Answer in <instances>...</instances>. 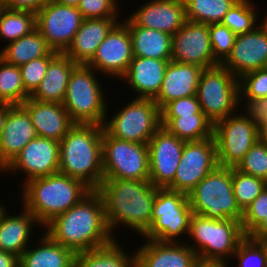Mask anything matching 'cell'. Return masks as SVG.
Segmentation results:
<instances>
[{"label":"cell","instance_id":"obj_55","mask_svg":"<svg viewBox=\"0 0 267 267\" xmlns=\"http://www.w3.org/2000/svg\"><path fill=\"white\" fill-rule=\"evenodd\" d=\"M255 112H267V98L255 109Z\"/></svg>","mask_w":267,"mask_h":267},{"label":"cell","instance_id":"obj_7","mask_svg":"<svg viewBox=\"0 0 267 267\" xmlns=\"http://www.w3.org/2000/svg\"><path fill=\"white\" fill-rule=\"evenodd\" d=\"M95 73L87 65H77L70 74L62 105L74 124L103 126L107 118V97Z\"/></svg>","mask_w":267,"mask_h":267},{"label":"cell","instance_id":"obj_1","mask_svg":"<svg viewBox=\"0 0 267 267\" xmlns=\"http://www.w3.org/2000/svg\"><path fill=\"white\" fill-rule=\"evenodd\" d=\"M45 229L55 242L75 254L105 246L115 239L106 222L103 198L97 190L55 217Z\"/></svg>","mask_w":267,"mask_h":267},{"label":"cell","instance_id":"obj_5","mask_svg":"<svg viewBox=\"0 0 267 267\" xmlns=\"http://www.w3.org/2000/svg\"><path fill=\"white\" fill-rule=\"evenodd\" d=\"M188 234L195 240L190 247L202 263L227 264L226 260L234 255L239 243L246 237L239 221L210 219L194 213Z\"/></svg>","mask_w":267,"mask_h":267},{"label":"cell","instance_id":"obj_17","mask_svg":"<svg viewBox=\"0 0 267 267\" xmlns=\"http://www.w3.org/2000/svg\"><path fill=\"white\" fill-rule=\"evenodd\" d=\"M171 61L195 64L204 69L219 65L214 58L209 38V25L186 21L172 35Z\"/></svg>","mask_w":267,"mask_h":267},{"label":"cell","instance_id":"obj_18","mask_svg":"<svg viewBox=\"0 0 267 267\" xmlns=\"http://www.w3.org/2000/svg\"><path fill=\"white\" fill-rule=\"evenodd\" d=\"M24 172L25 181L59 172V141L36 136L2 171Z\"/></svg>","mask_w":267,"mask_h":267},{"label":"cell","instance_id":"obj_29","mask_svg":"<svg viewBox=\"0 0 267 267\" xmlns=\"http://www.w3.org/2000/svg\"><path fill=\"white\" fill-rule=\"evenodd\" d=\"M123 21L128 25L135 57L171 60L172 35L135 25L129 18Z\"/></svg>","mask_w":267,"mask_h":267},{"label":"cell","instance_id":"obj_38","mask_svg":"<svg viewBox=\"0 0 267 267\" xmlns=\"http://www.w3.org/2000/svg\"><path fill=\"white\" fill-rule=\"evenodd\" d=\"M254 6L251 0H238L226 13L221 24L227 26L235 35L253 31L258 26V15Z\"/></svg>","mask_w":267,"mask_h":267},{"label":"cell","instance_id":"obj_20","mask_svg":"<svg viewBox=\"0 0 267 267\" xmlns=\"http://www.w3.org/2000/svg\"><path fill=\"white\" fill-rule=\"evenodd\" d=\"M129 18L135 25L174 35L187 21L184 0H151Z\"/></svg>","mask_w":267,"mask_h":267},{"label":"cell","instance_id":"obj_24","mask_svg":"<svg viewBox=\"0 0 267 267\" xmlns=\"http://www.w3.org/2000/svg\"><path fill=\"white\" fill-rule=\"evenodd\" d=\"M204 68L195 64L169 61L158 95L153 99L161 110L167 103L197 94Z\"/></svg>","mask_w":267,"mask_h":267},{"label":"cell","instance_id":"obj_15","mask_svg":"<svg viewBox=\"0 0 267 267\" xmlns=\"http://www.w3.org/2000/svg\"><path fill=\"white\" fill-rule=\"evenodd\" d=\"M185 141L160 127L148 142L149 181L158 188H167L174 176L183 153Z\"/></svg>","mask_w":267,"mask_h":267},{"label":"cell","instance_id":"obj_23","mask_svg":"<svg viewBox=\"0 0 267 267\" xmlns=\"http://www.w3.org/2000/svg\"><path fill=\"white\" fill-rule=\"evenodd\" d=\"M21 106L28 112L37 136L60 142L74 125L62 103L39 102L28 97Z\"/></svg>","mask_w":267,"mask_h":267},{"label":"cell","instance_id":"obj_45","mask_svg":"<svg viewBox=\"0 0 267 267\" xmlns=\"http://www.w3.org/2000/svg\"><path fill=\"white\" fill-rule=\"evenodd\" d=\"M267 216V190L263 192L243 211L241 221L247 236Z\"/></svg>","mask_w":267,"mask_h":267},{"label":"cell","instance_id":"obj_28","mask_svg":"<svg viewBox=\"0 0 267 267\" xmlns=\"http://www.w3.org/2000/svg\"><path fill=\"white\" fill-rule=\"evenodd\" d=\"M23 210L22 213L12 216L5 211L0 219V250L11 252L18 257L29 247L32 227L35 224L40 225L27 209Z\"/></svg>","mask_w":267,"mask_h":267},{"label":"cell","instance_id":"obj_53","mask_svg":"<svg viewBox=\"0 0 267 267\" xmlns=\"http://www.w3.org/2000/svg\"><path fill=\"white\" fill-rule=\"evenodd\" d=\"M225 263H202L200 262L196 267H228Z\"/></svg>","mask_w":267,"mask_h":267},{"label":"cell","instance_id":"obj_57","mask_svg":"<svg viewBox=\"0 0 267 267\" xmlns=\"http://www.w3.org/2000/svg\"><path fill=\"white\" fill-rule=\"evenodd\" d=\"M6 210H7V209H5V206H2V205L0 204V219H1L2 215L4 214V212H5Z\"/></svg>","mask_w":267,"mask_h":267},{"label":"cell","instance_id":"obj_59","mask_svg":"<svg viewBox=\"0 0 267 267\" xmlns=\"http://www.w3.org/2000/svg\"><path fill=\"white\" fill-rule=\"evenodd\" d=\"M265 189L267 190V179L265 180Z\"/></svg>","mask_w":267,"mask_h":267},{"label":"cell","instance_id":"obj_36","mask_svg":"<svg viewBox=\"0 0 267 267\" xmlns=\"http://www.w3.org/2000/svg\"><path fill=\"white\" fill-rule=\"evenodd\" d=\"M30 94L25 90L18 66L0 58V103L21 105Z\"/></svg>","mask_w":267,"mask_h":267},{"label":"cell","instance_id":"obj_47","mask_svg":"<svg viewBox=\"0 0 267 267\" xmlns=\"http://www.w3.org/2000/svg\"><path fill=\"white\" fill-rule=\"evenodd\" d=\"M48 0H4V7L11 10L37 13Z\"/></svg>","mask_w":267,"mask_h":267},{"label":"cell","instance_id":"obj_13","mask_svg":"<svg viewBox=\"0 0 267 267\" xmlns=\"http://www.w3.org/2000/svg\"><path fill=\"white\" fill-rule=\"evenodd\" d=\"M83 20L77 7L48 0L36 13V28L53 51L65 53Z\"/></svg>","mask_w":267,"mask_h":267},{"label":"cell","instance_id":"obj_54","mask_svg":"<svg viewBox=\"0 0 267 267\" xmlns=\"http://www.w3.org/2000/svg\"><path fill=\"white\" fill-rule=\"evenodd\" d=\"M252 240L258 241L260 245L264 248L266 256H267V237L263 238H250Z\"/></svg>","mask_w":267,"mask_h":267},{"label":"cell","instance_id":"obj_10","mask_svg":"<svg viewBox=\"0 0 267 267\" xmlns=\"http://www.w3.org/2000/svg\"><path fill=\"white\" fill-rule=\"evenodd\" d=\"M196 96L202 112L215 124L239 107V79L221 64L204 69Z\"/></svg>","mask_w":267,"mask_h":267},{"label":"cell","instance_id":"obj_4","mask_svg":"<svg viewBox=\"0 0 267 267\" xmlns=\"http://www.w3.org/2000/svg\"><path fill=\"white\" fill-rule=\"evenodd\" d=\"M22 190V208L44 227L92 191L83 181L60 172L26 181Z\"/></svg>","mask_w":267,"mask_h":267},{"label":"cell","instance_id":"obj_8","mask_svg":"<svg viewBox=\"0 0 267 267\" xmlns=\"http://www.w3.org/2000/svg\"><path fill=\"white\" fill-rule=\"evenodd\" d=\"M213 138L219 166L236 167L259 140L255 110L246 109L245 115L232 114L217 121L213 127Z\"/></svg>","mask_w":267,"mask_h":267},{"label":"cell","instance_id":"obj_52","mask_svg":"<svg viewBox=\"0 0 267 267\" xmlns=\"http://www.w3.org/2000/svg\"><path fill=\"white\" fill-rule=\"evenodd\" d=\"M57 4L78 7L80 0H51Z\"/></svg>","mask_w":267,"mask_h":267},{"label":"cell","instance_id":"obj_27","mask_svg":"<svg viewBox=\"0 0 267 267\" xmlns=\"http://www.w3.org/2000/svg\"><path fill=\"white\" fill-rule=\"evenodd\" d=\"M76 66L65 53H58L49 62L46 75L30 98L39 102L62 103L70 74Z\"/></svg>","mask_w":267,"mask_h":267},{"label":"cell","instance_id":"obj_31","mask_svg":"<svg viewBox=\"0 0 267 267\" xmlns=\"http://www.w3.org/2000/svg\"><path fill=\"white\" fill-rule=\"evenodd\" d=\"M53 50L37 28L0 49V58L10 65L22 66L31 60L48 56Z\"/></svg>","mask_w":267,"mask_h":267},{"label":"cell","instance_id":"obj_46","mask_svg":"<svg viewBox=\"0 0 267 267\" xmlns=\"http://www.w3.org/2000/svg\"><path fill=\"white\" fill-rule=\"evenodd\" d=\"M161 117L192 116L193 114H204L201 110L196 95L183 97L167 103L161 110Z\"/></svg>","mask_w":267,"mask_h":267},{"label":"cell","instance_id":"obj_48","mask_svg":"<svg viewBox=\"0 0 267 267\" xmlns=\"http://www.w3.org/2000/svg\"><path fill=\"white\" fill-rule=\"evenodd\" d=\"M258 118L259 141L267 146V112H256Z\"/></svg>","mask_w":267,"mask_h":267},{"label":"cell","instance_id":"obj_43","mask_svg":"<svg viewBox=\"0 0 267 267\" xmlns=\"http://www.w3.org/2000/svg\"><path fill=\"white\" fill-rule=\"evenodd\" d=\"M58 53L52 51L48 56L39 59L31 60L27 64L20 66L22 82L25 90L31 95L40 85L43 77L46 75V70L49 62Z\"/></svg>","mask_w":267,"mask_h":267},{"label":"cell","instance_id":"obj_9","mask_svg":"<svg viewBox=\"0 0 267 267\" xmlns=\"http://www.w3.org/2000/svg\"><path fill=\"white\" fill-rule=\"evenodd\" d=\"M193 211L187 194L159 188L153 203L151 226L142 238L160 242H178L189 232Z\"/></svg>","mask_w":267,"mask_h":267},{"label":"cell","instance_id":"obj_21","mask_svg":"<svg viewBox=\"0 0 267 267\" xmlns=\"http://www.w3.org/2000/svg\"><path fill=\"white\" fill-rule=\"evenodd\" d=\"M138 249L136 267H196L200 263L189 242L145 240Z\"/></svg>","mask_w":267,"mask_h":267},{"label":"cell","instance_id":"obj_50","mask_svg":"<svg viewBox=\"0 0 267 267\" xmlns=\"http://www.w3.org/2000/svg\"><path fill=\"white\" fill-rule=\"evenodd\" d=\"M247 236L249 238L267 237V216Z\"/></svg>","mask_w":267,"mask_h":267},{"label":"cell","instance_id":"obj_30","mask_svg":"<svg viewBox=\"0 0 267 267\" xmlns=\"http://www.w3.org/2000/svg\"><path fill=\"white\" fill-rule=\"evenodd\" d=\"M40 241V242H39ZM19 257V267H74L75 253L55 242L47 233Z\"/></svg>","mask_w":267,"mask_h":267},{"label":"cell","instance_id":"obj_26","mask_svg":"<svg viewBox=\"0 0 267 267\" xmlns=\"http://www.w3.org/2000/svg\"><path fill=\"white\" fill-rule=\"evenodd\" d=\"M170 60L133 56L123 80L136 92V98L154 99L161 88Z\"/></svg>","mask_w":267,"mask_h":267},{"label":"cell","instance_id":"obj_19","mask_svg":"<svg viewBox=\"0 0 267 267\" xmlns=\"http://www.w3.org/2000/svg\"><path fill=\"white\" fill-rule=\"evenodd\" d=\"M235 77L267 67V30L258 25L253 31L236 35L231 53L221 63Z\"/></svg>","mask_w":267,"mask_h":267},{"label":"cell","instance_id":"obj_41","mask_svg":"<svg viewBox=\"0 0 267 267\" xmlns=\"http://www.w3.org/2000/svg\"><path fill=\"white\" fill-rule=\"evenodd\" d=\"M238 258V267H267V256L258 241L246 236L238 245L232 259Z\"/></svg>","mask_w":267,"mask_h":267},{"label":"cell","instance_id":"obj_12","mask_svg":"<svg viewBox=\"0 0 267 267\" xmlns=\"http://www.w3.org/2000/svg\"><path fill=\"white\" fill-rule=\"evenodd\" d=\"M103 179L149 180L148 144L102 135Z\"/></svg>","mask_w":267,"mask_h":267},{"label":"cell","instance_id":"obj_44","mask_svg":"<svg viewBox=\"0 0 267 267\" xmlns=\"http://www.w3.org/2000/svg\"><path fill=\"white\" fill-rule=\"evenodd\" d=\"M116 0H80L78 10L84 19L119 18Z\"/></svg>","mask_w":267,"mask_h":267},{"label":"cell","instance_id":"obj_6","mask_svg":"<svg viewBox=\"0 0 267 267\" xmlns=\"http://www.w3.org/2000/svg\"><path fill=\"white\" fill-rule=\"evenodd\" d=\"M188 198L194 214L216 220L242 221L243 211L233 192L232 167L218 166L199 181Z\"/></svg>","mask_w":267,"mask_h":267},{"label":"cell","instance_id":"obj_14","mask_svg":"<svg viewBox=\"0 0 267 267\" xmlns=\"http://www.w3.org/2000/svg\"><path fill=\"white\" fill-rule=\"evenodd\" d=\"M219 166L213 137L185 142L180 164L167 189L189 194L210 172Z\"/></svg>","mask_w":267,"mask_h":267},{"label":"cell","instance_id":"obj_58","mask_svg":"<svg viewBox=\"0 0 267 267\" xmlns=\"http://www.w3.org/2000/svg\"><path fill=\"white\" fill-rule=\"evenodd\" d=\"M4 8V4L3 3H0V12L1 10Z\"/></svg>","mask_w":267,"mask_h":267},{"label":"cell","instance_id":"obj_56","mask_svg":"<svg viewBox=\"0 0 267 267\" xmlns=\"http://www.w3.org/2000/svg\"><path fill=\"white\" fill-rule=\"evenodd\" d=\"M265 15L263 18L264 19L263 22H260V24L267 30V13Z\"/></svg>","mask_w":267,"mask_h":267},{"label":"cell","instance_id":"obj_3","mask_svg":"<svg viewBox=\"0 0 267 267\" xmlns=\"http://www.w3.org/2000/svg\"><path fill=\"white\" fill-rule=\"evenodd\" d=\"M103 126L74 124L59 142V172L97 190L103 181Z\"/></svg>","mask_w":267,"mask_h":267},{"label":"cell","instance_id":"obj_39","mask_svg":"<svg viewBox=\"0 0 267 267\" xmlns=\"http://www.w3.org/2000/svg\"><path fill=\"white\" fill-rule=\"evenodd\" d=\"M233 192L237 204L244 211L265 189V180L247 175L232 167Z\"/></svg>","mask_w":267,"mask_h":267},{"label":"cell","instance_id":"obj_49","mask_svg":"<svg viewBox=\"0 0 267 267\" xmlns=\"http://www.w3.org/2000/svg\"><path fill=\"white\" fill-rule=\"evenodd\" d=\"M0 267H19V257L11 252L0 250Z\"/></svg>","mask_w":267,"mask_h":267},{"label":"cell","instance_id":"obj_33","mask_svg":"<svg viewBox=\"0 0 267 267\" xmlns=\"http://www.w3.org/2000/svg\"><path fill=\"white\" fill-rule=\"evenodd\" d=\"M161 126L185 142L199 141L213 137L214 124L205 114L161 117Z\"/></svg>","mask_w":267,"mask_h":267},{"label":"cell","instance_id":"obj_2","mask_svg":"<svg viewBox=\"0 0 267 267\" xmlns=\"http://www.w3.org/2000/svg\"><path fill=\"white\" fill-rule=\"evenodd\" d=\"M159 188L149 180L103 179L97 189L102 196L111 234L125 225L143 236L151 226L155 195Z\"/></svg>","mask_w":267,"mask_h":267},{"label":"cell","instance_id":"obj_40","mask_svg":"<svg viewBox=\"0 0 267 267\" xmlns=\"http://www.w3.org/2000/svg\"><path fill=\"white\" fill-rule=\"evenodd\" d=\"M235 168L244 174L266 180L267 146L258 140Z\"/></svg>","mask_w":267,"mask_h":267},{"label":"cell","instance_id":"obj_32","mask_svg":"<svg viewBox=\"0 0 267 267\" xmlns=\"http://www.w3.org/2000/svg\"><path fill=\"white\" fill-rule=\"evenodd\" d=\"M122 249L114 239L105 246L76 253L74 267H136V253L129 256Z\"/></svg>","mask_w":267,"mask_h":267},{"label":"cell","instance_id":"obj_25","mask_svg":"<svg viewBox=\"0 0 267 267\" xmlns=\"http://www.w3.org/2000/svg\"><path fill=\"white\" fill-rule=\"evenodd\" d=\"M118 22L117 18L84 19L65 54L77 65H87Z\"/></svg>","mask_w":267,"mask_h":267},{"label":"cell","instance_id":"obj_51","mask_svg":"<svg viewBox=\"0 0 267 267\" xmlns=\"http://www.w3.org/2000/svg\"><path fill=\"white\" fill-rule=\"evenodd\" d=\"M14 105L8 103H0V136L2 134V130L4 129V124L8 115V111Z\"/></svg>","mask_w":267,"mask_h":267},{"label":"cell","instance_id":"obj_42","mask_svg":"<svg viewBox=\"0 0 267 267\" xmlns=\"http://www.w3.org/2000/svg\"><path fill=\"white\" fill-rule=\"evenodd\" d=\"M209 38L214 58L221 64L231 53L236 35L221 23L209 25Z\"/></svg>","mask_w":267,"mask_h":267},{"label":"cell","instance_id":"obj_16","mask_svg":"<svg viewBox=\"0 0 267 267\" xmlns=\"http://www.w3.org/2000/svg\"><path fill=\"white\" fill-rule=\"evenodd\" d=\"M132 59V40L128 25L119 21L99 45L87 66L96 72L121 79L129 69Z\"/></svg>","mask_w":267,"mask_h":267},{"label":"cell","instance_id":"obj_37","mask_svg":"<svg viewBox=\"0 0 267 267\" xmlns=\"http://www.w3.org/2000/svg\"><path fill=\"white\" fill-rule=\"evenodd\" d=\"M238 79L239 102L246 98L245 108L255 110L267 98V67L245 73Z\"/></svg>","mask_w":267,"mask_h":267},{"label":"cell","instance_id":"obj_11","mask_svg":"<svg viewBox=\"0 0 267 267\" xmlns=\"http://www.w3.org/2000/svg\"><path fill=\"white\" fill-rule=\"evenodd\" d=\"M108 119L103 128L111 137L141 144H148L161 127L160 109L153 99H131Z\"/></svg>","mask_w":267,"mask_h":267},{"label":"cell","instance_id":"obj_22","mask_svg":"<svg viewBox=\"0 0 267 267\" xmlns=\"http://www.w3.org/2000/svg\"><path fill=\"white\" fill-rule=\"evenodd\" d=\"M36 136L28 112L21 105H14L8 111L0 136V171H3Z\"/></svg>","mask_w":267,"mask_h":267},{"label":"cell","instance_id":"obj_35","mask_svg":"<svg viewBox=\"0 0 267 267\" xmlns=\"http://www.w3.org/2000/svg\"><path fill=\"white\" fill-rule=\"evenodd\" d=\"M36 28V14L30 11L11 10L4 7L0 12V38L12 42Z\"/></svg>","mask_w":267,"mask_h":267},{"label":"cell","instance_id":"obj_34","mask_svg":"<svg viewBox=\"0 0 267 267\" xmlns=\"http://www.w3.org/2000/svg\"><path fill=\"white\" fill-rule=\"evenodd\" d=\"M238 0H184L188 21L205 24L221 23Z\"/></svg>","mask_w":267,"mask_h":267}]
</instances>
